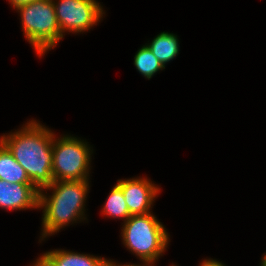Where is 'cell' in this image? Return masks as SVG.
Segmentation results:
<instances>
[{"instance_id": "11", "label": "cell", "mask_w": 266, "mask_h": 266, "mask_svg": "<svg viewBox=\"0 0 266 266\" xmlns=\"http://www.w3.org/2000/svg\"><path fill=\"white\" fill-rule=\"evenodd\" d=\"M0 179L10 184L32 183L23 167L14 159L12 153L0 141Z\"/></svg>"}, {"instance_id": "3", "label": "cell", "mask_w": 266, "mask_h": 266, "mask_svg": "<svg viewBox=\"0 0 266 266\" xmlns=\"http://www.w3.org/2000/svg\"><path fill=\"white\" fill-rule=\"evenodd\" d=\"M121 240L142 266H155L167 251L170 235L153 212L131 215L121 223Z\"/></svg>"}, {"instance_id": "9", "label": "cell", "mask_w": 266, "mask_h": 266, "mask_svg": "<svg viewBox=\"0 0 266 266\" xmlns=\"http://www.w3.org/2000/svg\"><path fill=\"white\" fill-rule=\"evenodd\" d=\"M109 259L63 249H50L40 254L30 266H104Z\"/></svg>"}, {"instance_id": "13", "label": "cell", "mask_w": 266, "mask_h": 266, "mask_svg": "<svg viewBox=\"0 0 266 266\" xmlns=\"http://www.w3.org/2000/svg\"><path fill=\"white\" fill-rule=\"evenodd\" d=\"M133 64L136 70L146 79L150 80L158 71L165 67L160 63L150 48L144 44L134 55Z\"/></svg>"}, {"instance_id": "1", "label": "cell", "mask_w": 266, "mask_h": 266, "mask_svg": "<svg viewBox=\"0 0 266 266\" xmlns=\"http://www.w3.org/2000/svg\"><path fill=\"white\" fill-rule=\"evenodd\" d=\"M34 118L19 129L0 136L14 159L40 191L54 181L52 176L54 130Z\"/></svg>"}, {"instance_id": "18", "label": "cell", "mask_w": 266, "mask_h": 266, "mask_svg": "<svg viewBox=\"0 0 266 266\" xmlns=\"http://www.w3.org/2000/svg\"><path fill=\"white\" fill-rule=\"evenodd\" d=\"M170 266H178V265H176V264H174V263L172 262V264H171Z\"/></svg>"}, {"instance_id": "14", "label": "cell", "mask_w": 266, "mask_h": 266, "mask_svg": "<svg viewBox=\"0 0 266 266\" xmlns=\"http://www.w3.org/2000/svg\"><path fill=\"white\" fill-rule=\"evenodd\" d=\"M198 266H226V265L219 260L212 258H207V259L205 258L202 260L201 263H199Z\"/></svg>"}, {"instance_id": "2", "label": "cell", "mask_w": 266, "mask_h": 266, "mask_svg": "<svg viewBox=\"0 0 266 266\" xmlns=\"http://www.w3.org/2000/svg\"><path fill=\"white\" fill-rule=\"evenodd\" d=\"M90 182L91 180L53 181L39 191V210L43 213L40 243L65 227L88 220L85 207Z\"/></svg>"}, {"instance_id": "4", "label": "cell", "mask_w": 266, "mask_h": 266, "mask_svg": "<svg viewBox=\"0 0 266 266\" xmlns=\"http://www.w3.org/2000/svg\"><path fill=\"white\" fill-rule=\"evenodd\" d=\"M14 10L20 15L26 41L31 44L39 58L53 50L64 38L52 0H34L21 4Z\"/></svg>"}, {"instance_id": "16", "label": "cell", "mask_w": 266, "mask_h": 266, "mask_svg": "<svg viewBox=\"0 0 266 266\" xmlns=\"http://www.w3.org/2000/svg\"><path fill=\"white\" fill-rule=\"evenodd\" d=\"M8 1L11 4V7L13 9H15L17 6H19L21 4L29 3V2H32L34 0H8Z\"/></svg>"}, {"instance_id": "15", "label": "cell", "mask_w": 266, "mask_h": 266, "mask_svg": "<svg viewBox=\"0 0 266 266\" xmlns=\"http://www.w3.org/2000/svg\"><path fill=\"white\" fill-rule=\"evenodd\" d=\"M104 266H142L141 264H136V263H126V264H121V263H117L116 261H114V259H110L107 261V263Z\"/></svg>"}, {"instance_id": "12", "label": "cell", "mask_w": 266, "mask_h": 266, "mask_svg": "<svg viewBox=\"0 0 266 266\" xmlns=\"http://www.w3.org/2000/svg\"><path fill=\"white\" fill-rule=\"evenodd\" d=\"M101 209L100 212L103 216L110 219H121L123 223L131 216L122 189L117 184L112 187Z\"/></svg>"}, {"instance_id": "5", "label": "cell", "mask_w": 266, "mask_h": 266, "mask_svg": "<svg viewBox=\"0 0 266 266\" xmlns=\"http://www.w3.org/2000/svg\"><path fill=\"white\" fill-rule=\"evenodd\" d=\"M73 135L56 136L53 140L52 176L54 181L90 180L93 147Z\"/></svg>"}, {"instance_id": "7", "label": "cell", "mask_w": 266, "mask_h": 266, "mask_svg": "<svg viewBox=\"0 0 266 266\" xmlns=\"http://www.w3.org/2000/svg\"><path fill=\"white\" fill-rule=\"evenodd\" d=\"M116 184L122 189L131 215L152 212L154 202L161 193V188L147 176L118 179Z\"/></svg>"}, {"instance_id": "8", "label": "cell", "mask_w": 266, "mask_h": 266, "mask_svg": "<svg viewBox=\"0 0 266 266\" xmlns=\"http://www.w3.org/2000/svg\"><path fill=\"white\" fill-rule=\"evenodd\" d=\"M0 209L39 210V190L32 183L10 184L0 179Z\"/></svg>"}, {"instance_id": "17", "label": "cell", "mask_w": 266, "mask_h": 266, "mask_svg": "<svg viewBox=\"0 0 266 266\" xmlns=\"http://www.w3.org/2000/svg\"><path fill=\"white\" fill-rule=\"evenodd\" d=\"M260 266H266V252L262 255V258L260 260Z\"/></svg>"}, {"instance_id": "10", "label": "cell", "mask_w": 266, "mask_h": 266, "mask_svg": "<svg viewBox=\"0 0 266 266\" xmlns=\"http://www.w3.org/2000/svg\"><path fill=\"white\" fill-rule=\"evenodd\" d=\"M160 63L166 67V64L173 61L180 51V41L178 36L170 32H161L157 34L152 41L145 43Z\"/></svg>"}, {"instance_id": "6", "label": "cell", "mask_w": 266, "mask_h": 266, "mask_svg": "<svg viewBox=\"0 0 266 266\" xmlns=\"http://www.w3.org/2000/svg\"><path fill=\"white\" fill-rule=\"evenodd\" d=\"M61 35L83 34L98 25L106 11L98 0H52Z\"/></svg>"}]
</instances>
